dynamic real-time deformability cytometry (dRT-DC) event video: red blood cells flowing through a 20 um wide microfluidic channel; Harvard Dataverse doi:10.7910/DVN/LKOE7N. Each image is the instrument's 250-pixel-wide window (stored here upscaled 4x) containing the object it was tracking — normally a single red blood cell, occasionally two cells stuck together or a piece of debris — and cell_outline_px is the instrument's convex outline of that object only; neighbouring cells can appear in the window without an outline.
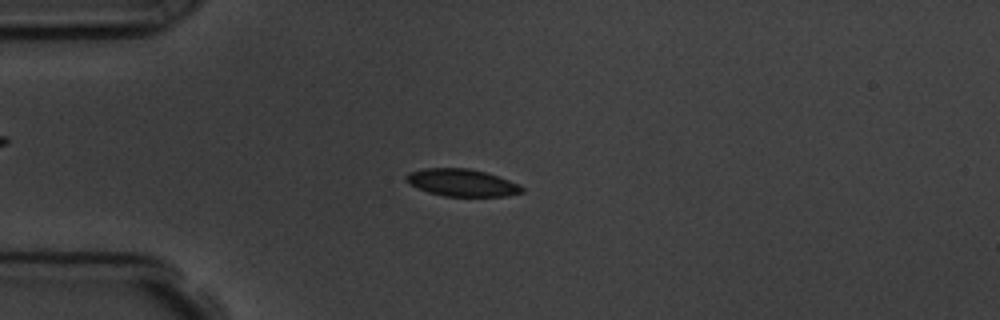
{"species": "common noctule bat (a hibernating species)", "species_latin": "Nyctalus noctula", "temperature_condition": "room temperature", "stored_images_in_passage": 16, "camera_frame_rate_fps": 3000, "um_per_image_px": 0.085, "animal": {"sex": "male", "body_mass_g": 19.5, "forearm_length_mm": 54.6}, "frame": {"image": 1, "passage_image": 5, "time_ms": 4.667, "image_size_px": [1000, 320], "cell_outline_px": [[524, 192], [508, 196], [444, 196], [428, 192], [408, 184], [404, 180], [404, 176], [408, 172], [424, 168], [468, 168], [484, 172], [520, 184], [524, 188]], "centroid_in_image_um": [39.22, 15.53], "position_along_channel_um": 45.8, "area_um2": 18.5}}
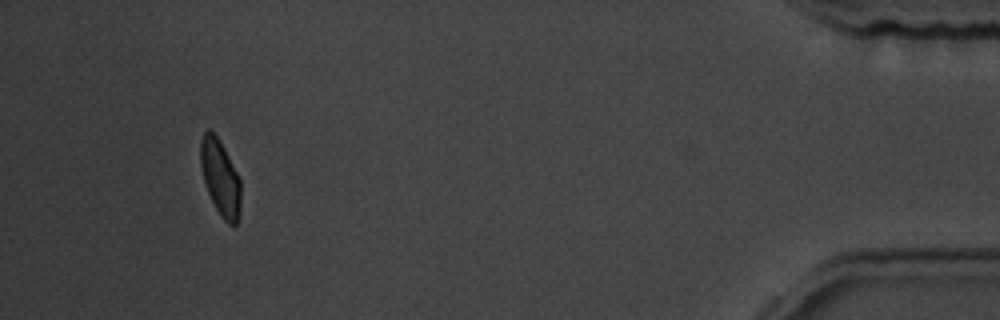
{"frame": {"image": 2, "passage_image": 16, "time_ms": 17.0, "image_size_px": [1000, 320], "cell_outline_px": [[240, 216], [236, 224], [228, 224], [220, 216], [208, 192], [204, 180], [200, 164], [200, 140], [204, 132], [208, 128], [220, 140], [240, 180]], "centroid_in_image_um": [18.72, 15.1], "position_along_channel_um": 416.5, "area_um2": 17.63}, "authors_computed_cell_mechanics": {"area_um2": 18.4382, "velocity_mm_per_s": 3.731, "shape_relaxation_time_tau1_ms": 2.8924, "shape_relaxation_time_tau2_ms": null, "deformation_change_tau1": 0.1014, "deformation_change_tau2": null}}